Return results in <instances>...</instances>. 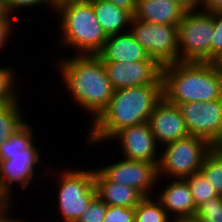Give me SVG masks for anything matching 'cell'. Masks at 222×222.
<instances>
[{
	"label": "cell",
	"instance_id": "1",
	"mask_svg": "<svg viewBox=\"0 0 222 222\" xmlns=\"http://www.w3.org/2000/svg\"><path fill=\"white\" fill-rule=\"evenodd\" d=\"M58 58L53 64L58 68L60 77L57 78L63 84V91L67 90L76 107L89 115L87 123L91 125L107 108L114 93L103 61L98 55L89 54Z\"/></svg>",
	"mask_w": 222,
	"mask_h": 222
},
{
	"label": "cell",
	"instance_id": "2",
	"mask_svg": "<svg viewBox=\"0 0 222 222\" xmlns=\"http://www.w3.org/2000/svg\"><path fill=\"white\" fill-rule=\"evenodd\" d=\"M33 126L35 125L29 123L27 119L0 145V195L6 202L15 201V188L24 193V189H28L29 186L31 189L36 181L37 184L38 181L42 182L47 175L50 163L45 164L44 159H41V148L35 144L36 126L35 128ZM38 169L43 170L44 173L39 172ZM15 185L16 187L13 188Z\"/></svg>",
	"mask_w": 222,
	"mask_h": 222
},
{
	"label": "cell",
	"instance_id": "3",
	"mask_svg": "<svg viewBox=\"0 0 222 222\" xmlns=\"http://www.w3.org/2000/svg\"><path fill=\"white\" fill-rule=\"evenodd\" d=\"M162 98V85H141L114 90L107 108L86 129V144L96 147L104 142V146L122 129L148 122Z\"/></svg>",
	"mask_w": 222,
	"mask_h": 222
},
{
	"label": "cell",
	"instance_id": "4",
	"mask_svg": "<svg viewBox=\"0 0 222 222\" xmlns=\"http://www.w3.org/2000/svg\"><path fill=\"white\" fill-rule=\"evenodd\" d=\"M163 98L178 105L222 98V73L214 62H177L162 66Z\"/></svg>",
	"mask_w": 222,
	"mask_h": 222
},
{
	"label": "cell",
	"instance_id": "5",
	"mask_svg": "<svg viewBox=\"0 0 222 222\" xmlns=\"http://www.w3.org/2000/svg\"><path fill=\"white\" fill-rule=\"evenodd\" d=\"M59 19L57 48L73 50L75 55H97L104 47L107 36L97 20L89 0L67 1L54 7ZM61 45V46H60Z\"/></svg>",
	"mask_w": 222,
	"mask_h": 222
},
{
	"label": "cell",
	"instance_id": "6",
	"mask_svg": "<svg viewBox=\"0 0 222 222\" xmlns=\"http://www.w3.org/2000/svg\"><path fill=\"white\" fill-rule=\"evenodd\" d=\"M51 167L52 165L48 168L46 178L49 177L51 181L54 180L52 182H55L56 200L52 199V201H56L57 213L60 214L54 222H77L97 195L94 168L84 169L81 166L66 168L65 165V168L55 170V167Z\"/></svg>",
	"mask_w": 222,
	"mask_h": 222
},
{
	"label": "cell",
	"instance_id": "7",
	"mask_svg": "<svg viewBox=\"0 0 222 222\" xmlns=\"http://www.w3.org/2000/svg\"><path fill=\"white\" fill-rule=\"evenodd\" d=\"M213 148L207 140L191 135L161 146L158 178L185 179L199 172Z\"/></svg>",
	"mask_w": 222,
	"mask_h": 222
},
{
	"label": "cell",
	"instance_id": "8",
	"mask_svg": "<svg viewBox=\"0 0 222 222\" xmlns=\"http://www.w3.org/2000/svg\"><path fill=\"white\" fill-rule=\"evenodd\" d=\"M214 12L187 9L178 24L179 62H211Z\"/></svg>",
	"mask_w": 222,
	"mask_h": 222
},
{
	"label": "cell",
	"instance_id": "9",
	"mask_svg": "<svg viewBox=\"0 0 222 222\" xmlns=\"http://www.w3.org/2000/svg\"><path fill=\"white\" fill-rule=\"evenodd\" d=\"M129 31L161 67L179 62L178 25L131 20Z\"/></svg>",
	"mask_w": 222,
	"mask_h": 222
},
{
	"label": "cell",
	"instance_id": "10",
	"mask_svg": "<svg viewBox=\"0 0 222 222\" xmlns=\"http://www.w3.org/2000/svg\"><path fill=\"white\" fill-rule=\"evenodd\" d=\"M118 159V160H117ZM98 169L112 182L137 189L144 197L153 196L157 188L158 168L154 163L118 157Z\"/></svg>",
	"mask_w": 222,
	"mask_h": 222
},
{
	"label": "cell",
	"instance_id": "11",
	"mask_svg": "<svg viewBox=\"0 0 222 222\" xmlns=\"http://www.w3.org/2000/svg\"><path fill=\"white\" fill-rule=\"evenodd\" d=\"M191 136L207 140L213 147L222 139V98L177 105Z\"/></svg>",
	"mask_w": 222,
	"mask_h": 222
},
{
	"label": "cell",
	"instance_id": "12",
	"mask_svg": "<svg viewBox=\"0 0 222 222\" xmlns=\"http://www.w3.org/2000/svg\"><path fill=\"white\" fill-rule=\"evenodd\" d=\"M118 142L121 149L119 155L127 160H139L154 163L158 166L160 146L157 144L148 122L126 127L111 139Z\"/></svg>",
	"mask_w": 222,
	"mask_h": 222
},
{
	"label": "cell",
	"instance_id": "13",
	"mask_svg": "<svg viewBox=\"0 0 222 222\" xmlns=\"http://www.w3.org/2000/svg\"><path fill=\"white\" fill-rule=\"evenodd\" d=\"M114 90L141 85H162V67L156 61L103 62Z\"/></svg>",
	"mask_w": 222,
	"mask_h": 222
},
{
	"label": "cell",
	"instance_id": "14",
	"mask_svg": "<svg viewBox=\"0 0 222 222\" xmlns=\"http://www.w3.org/2000/svg\"><path fill=\"white\" fill-rule=\"evenodd\" d=\"M148 123L160 147L190 136L179 107L164 98L156 105Z\"/></svg>",
	"mask_w": 222,
	"mask_h": 222
},
{
	"label": "cell",
	"instance_id": "15",
	"mask_svg": "<svg viewBox=\"0 0 222 222\" xmlns=\"http://www.w3.org/2000/svg\"><path fill=\"white\" fill-rule=\"evenodd\" d=\"M161 179L164 180L165 185ZM157 189L154 196L171 219L195 216L197 208L185 179L158 178Z\"/></svg>",
	"mask_w": 222,
	"mask_h": 222
},
{
	"label": "cell",
	"instance_id": "16",
	"mask_svg": "<svg viewBox=\"0 0 222 222\" xmlns=\"http://www.w3.org/2000/svg\"><path fill=\"white\" fill-rule=\"evenodd\" d=\"M97 55L103 62L155 61L130 31L108 36Z\"/></svg>",
	"mask_w": 222,
	"mask_h": 222
},
{
	"label": "cell",
	"instance_id": "17",
	"mask_svg": "<svg viewBox=\"0 0 222 222\" xmlns=\"http://www.w3.org/2000/svg\"><path fill=\"white\" fill-rule=\"evenodd\" d=\"M187 8L179 1L137 0L133 19L149 23L178 25Z\"/></svg>",
	"mask_w": 222,
	"mask_h": 222
},
{
	"label": "cell",
	"instance_id": "18",
	"mask_svg": "<svg viewBox=\"0 0 222 222\" xmlns=\"http://www.w3.org/2000/svg\"><path fill=\"white\" fill-rule=\"evenodd\" d=\"M97 196L107 206L136 207L144 196L135 188L110 181L98 168L94 169Z\"/></svg>",
	"mask_w": 222,
	"mask_h": 222
},
{
	"label": "cell",
	"instance_id": "19",
	"mask_svg": "<svg viewBox=\"0 0 222 222\" xmlns=\"http://www.w3.org/2000/svg\"><path fill=\"white\" fill-rule=\"evenodd\" d=\"M89 1L107 37L129 31L133 16L127 10L106 0Z\"/></svg>",
	"mask_w": 222,
	"mask_h": 222
},
{
	"label": "cell",
	"instance_id": "20",
	"mask_svg": "<svg viewBox=\"0 0 222 222\" xmlns=\"http://www.w3.org/2000/svg\"><path fill=\"white\" fill-rule=\"evenodd\" d=\"M21 100L0 105V145L27 121Z\"/></svg>",
	"mask_w": 222,
	"mask_h": 222
},
{
	"label": "cell",
	"instance_id": "21",
	"mask_svg": "<svg viewBox=\"0 0 222 222\" xmlns=\"http://www.w3.org/2000/svg\"><path fill=\"white\" fill-rule=\"evenodd\" d=\"M3 65V66H1ZM0 65V105L13 103L19 100L22 96V90L19 87V74L17 75L16 68L4 63ZM16 70V71H15ZM18 77V78H17ZM20 91V92H19Z\"/></svg>",
	"mask_w": 222,
	"mask_h": 222
},
{
	"label": "cell",
	"instance_id": "22",
	"mask_svg": "<svg viewBox=\"0 0 222 222\" xmlns=\"http://www.w3.org/2000/svg\"><path fill=\"white\" fill-rule=\"evenodd\" d=\"M160 201L155 196L144 197L135 207V222H171Z\"/></svg>",
	"mask_w": 222,
	"mask_h": 222
},
{
	"label": "cell",
	"instance_id": "23",
	"mask_svg": "<svg viewBox=\"0 0 222 222\" xmlns=\"http://www.w3.org/2000/svg\"><path fill=\"white\" fill-rule=\"evenodd\" d=\"M199 171L212 184L218 196L222 197V154L213 148L204 158Z\"/></svg>",
	"mask_w": 222,
	"mask_h": 222
},
{
	"label": "cell",
	"instance_id": "24",
	"mask_svg": "<svg viewBox=\"0 0 222 222\" xmlns=\"http://www.w3.org/2000/svg\"><path fill=\"white\" fill-rule=\"evenodd\" d=\"M185 180L189 185L196 208L210 198L218 196L212 184L200 171L186 177Z\"/></svg>",
	"mask_w": 222,
	"mask_h": 222
},
{
	"label": "cell",
	"instance_id": "25",
	"mask_svg": "<svg viewBox=\"0 0 222 222\" xmlns=\"http://www.w3.org/2000/svg\"><path fill=\"white\" fill-rule=\"evenodd\" d=\"M195 216L203 222H222V197L216 196L200 204Z\"/></svg>",
	"mask_w": 222,
	"mask_h": 222
},
{
	"label": "cell",
	"instance_id": "26",
	"mask_svg": "<svg viewBox=\"0 0 222 222\" xmlns=\"http://www.w3.org/2000/svg\"><path fill=\"white\" fill-rule=\"evenodd\" d=\"M107 205L96 195L77 222H103Z\"/></svg>",
	"mask_w": 222,
	"mask_h": 222
},
{
	"label": "cell",
	"instance_id": "27",
	"mask_svg": "<svg viewBox=\"0 0 222 222\" xmlns=\"http://www.w3.org/2000/svg\"><path fill=\"white\" fill-rule=\"evenodd\" d=\"M7 5L13 16H15L16 14V16H18V12L20 14V11L22 10L29 11V8L35 9L37 6L40 9L41 7H47L49 11H51V14L54 13V6L52 0H7Z\"/></svg>",
	"mask_w": 222,
	"mask_h": 222
},
{
	"label": "cell",
	"instance_id": "28",
	"mask_svg": "<svg viewBox=\"0 0 222 222\" xmlns=\"http://www.w3.org/2000/svg\"><path fill=\"white\" fill-rule=\"evenodd\" d=\"M222 57V10L214 11V32L211 42V62Z\"/></svg>",
	"mask_w": 222,
	"mask_h": 222
},
{
	"label": "cell",
	"instance_id": "29",
	"mask_svg": "<svg viewBox=\"0 0 222 222\" xmlns=\"http://www.w3.org/2000/svg\"><path fill=\"white\" fill-rule=\"evenodd\" d=\"M103 222H135V207L107 206Z\"/></svg>",
	"mask_w": 222,
	"mask_h": 222
},
{
	"label": "cell",
	"instance_id": "30",
	"mask_svg": "<svg viewBox=\"0 0 222 222\" xmlns=\"http://www.w3.org/2000/svg\"><path fill=\"white\" fill-rule=\"evenodd\" d=\"M16 18H0V51H4L5 47L8 49V44L12 41V35L14 39V34L16 35L15 28H17L16 24L17 22L15 21ZM14 32V33H13ZM12 34V35H11ZM2 52L1 55L3 54Z\"/></svg>",
	"mask_w": 222,
	"mask_h": 222
},
{
	"label": "cell",
	"instance_id": "31",
	"mask_svg": "<svg viewBox=\"0 0 222 222\" xmlns=\"http://www.w3.org/2000/svg\"><path fill=\"white\" fill-rule=\"evenodd\" d=\"M15 202L14 203H9L7 202L1 209H0V222H26V219H23L25 217L21 218L18 216H14L13 215H9L10 213L13 214L14 212V207ZM10 212V213H9ZM17 217V218H16ZM31 222V221H28Z\"/></svg>",
	"mask_w": 222,
	"mask_h": 222
},
{
	"label": "cell",
	"instance_id": "32",
	"mask_svg": "<svg viewBox=\"0 0 222 222\" xmlns=\"http://www.w3.org/2000/svg\"><path fill=\"white\" fill-rule=\"evenodd\" d=\"M112 2L117 7L127 10L132 16L136 10L137 0H106Z\"/></svg>",
	"mask_w": 222,
	"mask_h": 222
},
{
	"label": "cell",
	"instance_id": "33",
	"mask_svg": "<svg viewBox=\"0 0 222 222\" xmlns=\"http://www.w3.org/2000/svg\"><path fill=\"white\" fill-rule=\"evenodd\" d=\"M199 8L209 12L222 10V0H201Z\"/></svg>",
	"mask_w": 222,
	"mask_h": 222
},
{
	"label": "cell",
	"instance_id": "34",
	"mask_svg": "<svg viewBox=\"0 0 222 222\" xmlns=\"http://www.w3.org/2000/svg\"><path fill=\"white\" fill-rule=\"evenodd\" d=\"M0 18H16L13 14L10 12L7 0H0Z\"/></svg>",
	"mask_w": 222,
	"mask_h": 222
},
{
	"label": "cell",
	"instance_id": "35",
	"mask_svg": "<svg viewBox=\"0 0 222 222\" xmlns=\"http://www.w3.org/2000/svg\"><path fill=\"white\" fill-rule=\"evenodd\" d=\"M187 9L199 8L201 0H178Z\"/></svg>",
	"mask_w": 222,
	"mask_h": 222
},
{
	"label": "cell",
	"instance_id": "36",
	"mask_svg": "<svg viewBox=\"0 0 222 222\" xmlns=\"http://www.w3.org/2000/svg\"><path fill=\"white\" fill-rule=\"evenodd\" d=\"M171 222H203V221L197 218L196 216H187V217L172 219Z\"/></svg>",
	"mask_w": 222,
	"mask_h": 222
},
{
	"label": "cell",
	"instance_id": "37",
	"mask_svg": "<svg viewBox=\"0 0 222 222\" xmlns=\"http://www.w3.org/2000/svg\"><path fill=\"white\" fill-rule=\"evenodd\" d=\"M67 1H78V0H52L53 6L56 7L57 5L67 2Z\"/></svg>",
	"mask_w": 222,
	"mask_h": 222
},
{
	"label": "cell",
	"instance_id": "38",
	"mask_svg": "<svg viewBox=\"0 0 222 222\" xmlns=\"http://www.w3.org/2000/svg\"><path fill=\"white\" fill-rule=\"evenodd\" d=\"M219 153L222 154V139L214 147Z\"/></svg>",
	"mask_w": 222,
	"mask_h": 222
},
{
	"label": "cell",
	"instance_id": "39",
	"mask_svg": "<svg viewBox=\"0 0 222 222\" xmlns=\"http://www.w3.org/2000/svg\"><path fill=\"white\" fill-rule=\"evenodd\" d=\"M216 65L218 67V69L221 71L222 73V57L220 59H218L216 62Z\"/></svg>",
	"mask_w": 222,
	"mask_h": 222
},
{
	"label": "cell",
	"instance_id": "40",
	"mask_svg": "<svg viewBox=\"0 0 222 222\" xmlns=\"http://www.w3.org/2000/svg\"><path fill=\"white\" fill-rule=\"evenodd\" d=\"M5 199L0 195V209L6 204Z\"/></svg>",
	"mask_w": 222,
	"mask_h": 222
}]
</instances>
